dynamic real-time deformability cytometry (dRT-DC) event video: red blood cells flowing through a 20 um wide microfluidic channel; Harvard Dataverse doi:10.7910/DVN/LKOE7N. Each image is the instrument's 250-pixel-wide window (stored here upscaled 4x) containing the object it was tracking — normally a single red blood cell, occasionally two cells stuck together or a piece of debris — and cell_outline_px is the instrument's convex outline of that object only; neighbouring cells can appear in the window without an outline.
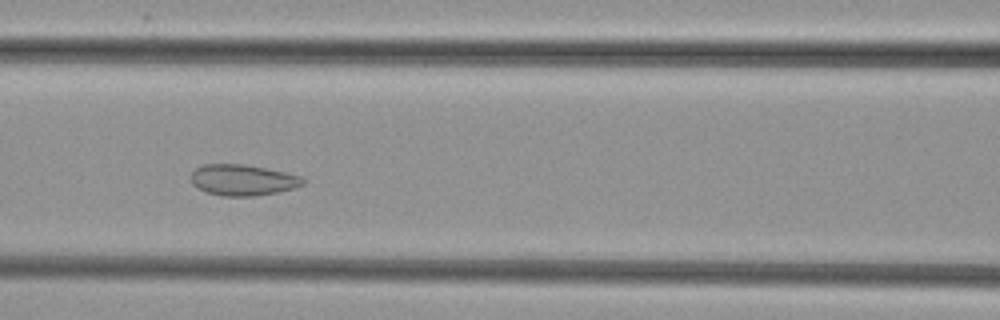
{"species": "common noctule bat (a hibernating species)", "species_latin": "Nyctalus noctula", "temperature_condition": "cold", "stored_images_in_passage": 47, "camera_frame_rate_fps": 3000, "um_per_image_px": 0.085, "animal": {"sex": "female", "body_mass_g": 29.2, "forearm_length_mm": 56.3}, "frame": {"image": 1, "passage_image": 18, "time_ms": 5.667, "image_size_px": [1000, 320], "cell_outline_px": [[304, 184], [292, 188], [276, 192], [252, 196], [224, 196], [208, 192], [196, 188], [192, 184], [192, 172], [196, 168], [204, 164], [244, 164], [284, 172], [300, 176], [304, 180]], "centroid_in_image_um": [20.6, 15.3], "position_along_channel_um": 146.0, "area_um2": 19.94}}
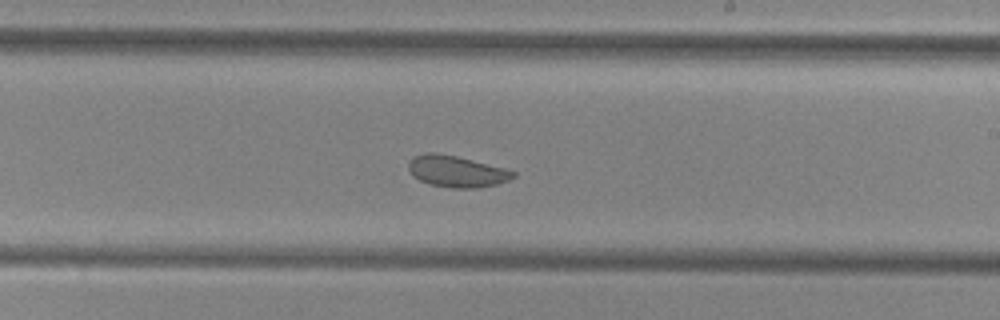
{"frame": {"image": 2, "passage_image": 26, "time_ms": 8.333, "image_size_px": [1000, 320], "cell_outline_px": [[516, 176], [508, 180], [496, 184], [480, 188], [452, 188], [428, 184], [412, 176], [408, 168], [408, 164], [412, 156], [424, 152], [432, 152], [456, 156], [504, 168], [516, 172]], "centroid_in_image_um": [38.77, 14.57], "position_along_channel_um": 250.2, "area_um2": 19.25}}
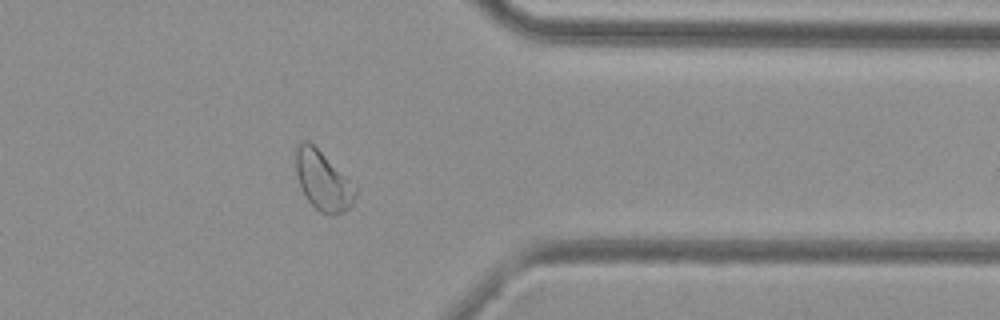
{"frame": {"image": 3, "passage_image": 37, "time_ms": 12.0, "image_size_px": [1000, 320], "cell_outline_px": [[356, 196], [352, 204], [344, 212], [336, 216], [332, 216], [320, 212], [308, 200], [300, 188], [296, 176], [296, 148], [304, 140], [308, 140], [356, 184]], "centroid_in_image_um": [27.47, 15.39], "position_along_channel_um": 383.9, "area_um2": 20.75}}